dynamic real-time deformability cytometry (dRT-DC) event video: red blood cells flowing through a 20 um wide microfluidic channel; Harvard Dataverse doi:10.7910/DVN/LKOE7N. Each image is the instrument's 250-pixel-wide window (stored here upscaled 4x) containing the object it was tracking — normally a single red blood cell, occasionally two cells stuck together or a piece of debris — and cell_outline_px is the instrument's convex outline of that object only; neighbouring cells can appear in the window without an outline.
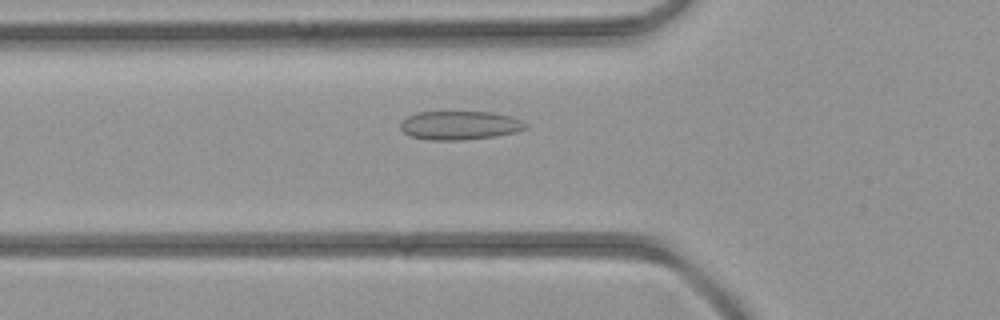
{"species": "common noctule bat (a hibernating species)", "species_latin": "Nyctalus noctula", "temperature_condition": "room temperature", "stored_images_in_passage": 31, "camera_frame_rate_fps": 3000, "um_per_image_px": 0.085, "animal": {"sex": "female", "body_mass_g": 21.9}, "frame": {"image": 1, "passage_image": 3, "time_ms": 0.667, "image_size_px": [1000, 320], "cell_outline_px": [[528, 128], [516, 132], [492, 136], [460, 140], [432, 140], [412, 136], [404, 132], [400, 128], [400, 124], [408, 116], [416, 112], [492, 112], [508, 116], [520, 120], [528, 124]], "centroid_in_image_um": [39.08, 10.65], "position_along_channel_um": 86.7, "area_um2": 20.69}}
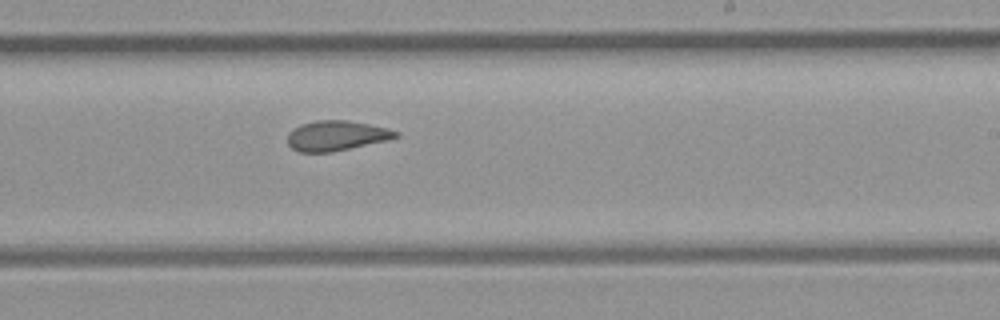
{"frame": {"image": 2, "passage_image": 14, "time_ms": 4.333, "image_size_px": [1000, 320], "cell_outline_px": [[400, 136], [388, 140], [332, 152], [300, 152], [292, 148], [288, 144], [288, 132], [292, 128], [300, 124], [316, 120], [348, 120], [388, 128], [400, 132]], "centroid_in_image_um": [28.59, 11.52], "position_along_channel_um": 260.4, "area_um2": 19.07}}
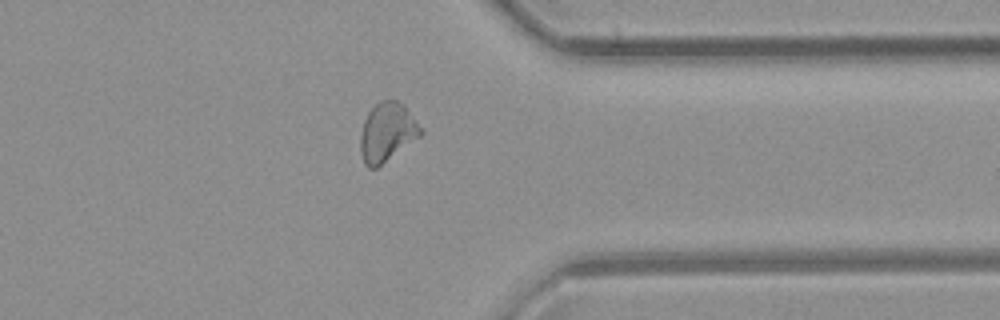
{"frame": {"image": 3, "passage_image": 22, "time_ms": 7.0, "image_size_px": [1000, 320], "cell_outline_px": [[424, 132], [420, 136], [376, 168], [368, 168], [364, 164], [360, 152], [360, 136], [364, 120], [368, 112], [380, 100], [396, 100], [404, 104], [424, 128]], "centroid_in_image_um": [32.92, 11.22], "position_along_channel_um": 378.5, "area_um2": 20.81}}